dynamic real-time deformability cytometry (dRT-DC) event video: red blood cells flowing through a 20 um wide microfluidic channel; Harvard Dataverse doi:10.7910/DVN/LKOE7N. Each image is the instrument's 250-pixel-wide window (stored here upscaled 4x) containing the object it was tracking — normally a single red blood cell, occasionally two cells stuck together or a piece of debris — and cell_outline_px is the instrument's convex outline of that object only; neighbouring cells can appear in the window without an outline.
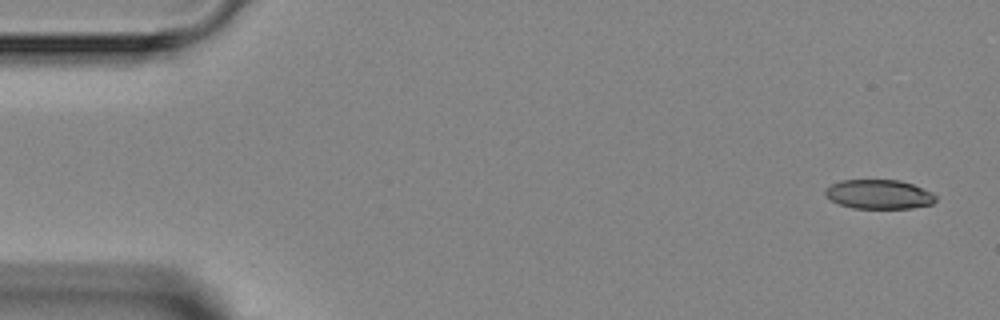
{"species": "Egyptian fruit bat (a non-hibernating species)", "species_latin": "Rousettus aegyptiacus", "temperature_condition": "room temperature", "stored_images_in_passage": 5, "camera_frame_rate_fps": 3000, "um_per_image_px": 0.085, "animal": {"sex": "female"}, "frame": {"image": 1, "passage_image": 1, "time_ms": 0.0, "image_size_px": [1000, 320], "cell_outline_px": [[936, 200], [932, 204], [912, 208], [852, 208], [840, 204], [832, 200], [824, 192], [824, 188], [840, 180], [900, 180], [912, 184], [932, 192], [936, 196]], "centroid_in_image_um": [74.72, 16.51], "position_along_channel_um": 10.3, "area_um2": 18.79}}
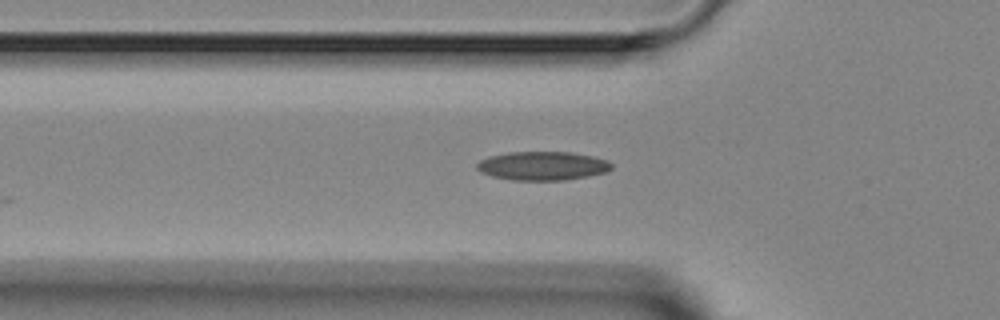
{"frame": {"image": 2, "passage_image": 5, "time_ms": 4.667, "image_size_px": [1000, 320], "cell_outline_px": [[612, 168], [608, 172], [588, 176], [564, 180], [512, 180], [492, 176], [480, 172], [476, 168], [476, 164], [480, 160], [488, 156], [508, 152], [572, 152], [592, 156], [608, 160], [612, 164]], "centroid_in_image_um": [46.12, 14.09], "position_along_channel_um": 79.7, "area_um2": 22.72}}